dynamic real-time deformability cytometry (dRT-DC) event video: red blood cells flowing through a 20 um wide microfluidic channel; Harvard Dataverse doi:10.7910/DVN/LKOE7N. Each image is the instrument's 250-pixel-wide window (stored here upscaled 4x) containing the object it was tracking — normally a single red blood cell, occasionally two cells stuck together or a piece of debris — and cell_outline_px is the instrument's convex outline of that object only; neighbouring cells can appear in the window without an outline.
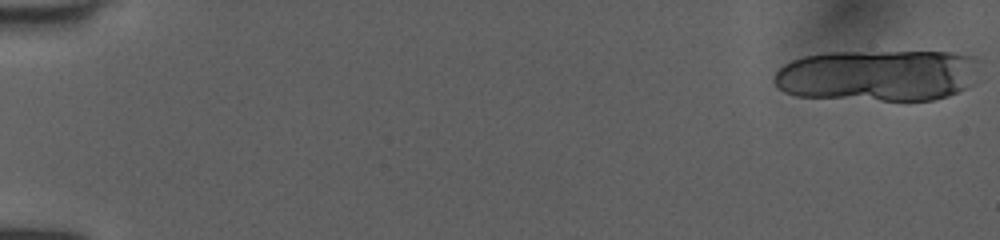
{"species": "human", "species_latin": "Homo sapiens", "temperature_condition": "room temperature", "stored_images_in_passage": 19, "camera_frame_rate_fps": 3000, "um_per_image_px": 0.085, "donor": {"sex": "female"}, "frame": {"image": 1, "passage_image": 1, "time_ms": 0.0, "image_size_px": [1000, 240], "cell_outline_px": [[984, 80], [968, 88], [948, 96], [932, 100], [880, 100], [796, 96], [784, 92], [772, 80], [776, 72], [784, 64], [792, 60], [804, 56], [828, 52], [952, 52], [976, 56], [980, 60]], "centroid_in_image_um": [74.79, 6.4], "position_along_channel_um": 10.2, "area_um2": 63.23}}